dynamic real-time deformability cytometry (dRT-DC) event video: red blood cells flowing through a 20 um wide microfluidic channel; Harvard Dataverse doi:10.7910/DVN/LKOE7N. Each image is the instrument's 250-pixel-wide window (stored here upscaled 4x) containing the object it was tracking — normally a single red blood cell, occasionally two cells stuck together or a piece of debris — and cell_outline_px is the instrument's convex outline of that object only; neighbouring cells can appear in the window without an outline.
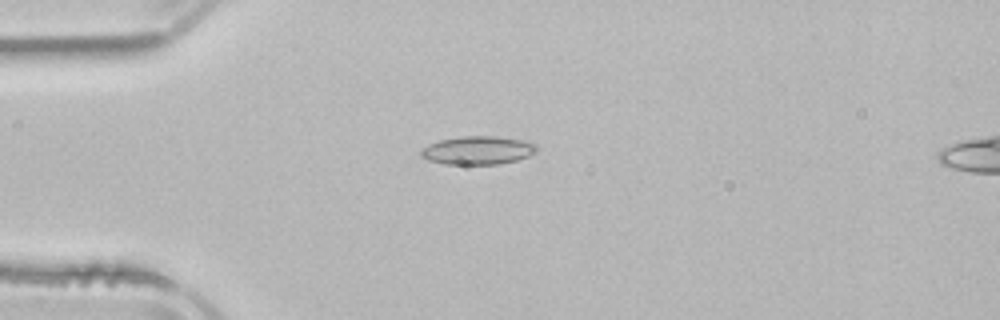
{"species": "common noctule bat (a hibernating species)", "species_latin": "Nyctalus noctula", "temperature_condition": "room temperature", "stored_images_in_passage": 4, "camera_frame_rate_fps": 3000, "um_per_image_px": 0.085, "animal": {"sex": "male", "body_mass_g": 21.5, "forearm_length_mm": 52.0}, "frame": {"image": 1, "passage_image": 3, "time_ms": 4.0, "image_size_px": [1000, 320], "cell_outline_px": [[536, 152], [528, 156], [516, 160], [500, 164], [444, 164], [428, 160], [420, 156], [420, 148], [428, 144], [440, 140], [460, 136], [496, 136], [520, 140], [536, 144]], "centroid_in_image_um": [40.56, 12.78], "position_along_channel_um": 44.4, "area_um2": 19.13}}
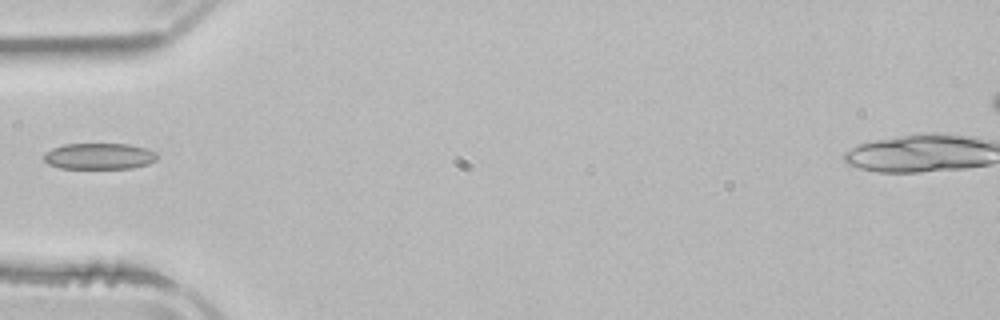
{"frame": {"image": 2, "passage_image": 4, "time_ms": 5.333, "image_size_px": [1000, 320], "cell_outline_px": [[156, 160], [148, 164], [132, 168], [60, 168], [48, 164], [44, 160], [44, 152], [52, 148], [64, 144], [128, 144], [148, 148], [156, 152]], "centroid_in_image_um": [8.43, 13.27], "position_along_channel_um": 76.6, "area_um2": 17.34}}